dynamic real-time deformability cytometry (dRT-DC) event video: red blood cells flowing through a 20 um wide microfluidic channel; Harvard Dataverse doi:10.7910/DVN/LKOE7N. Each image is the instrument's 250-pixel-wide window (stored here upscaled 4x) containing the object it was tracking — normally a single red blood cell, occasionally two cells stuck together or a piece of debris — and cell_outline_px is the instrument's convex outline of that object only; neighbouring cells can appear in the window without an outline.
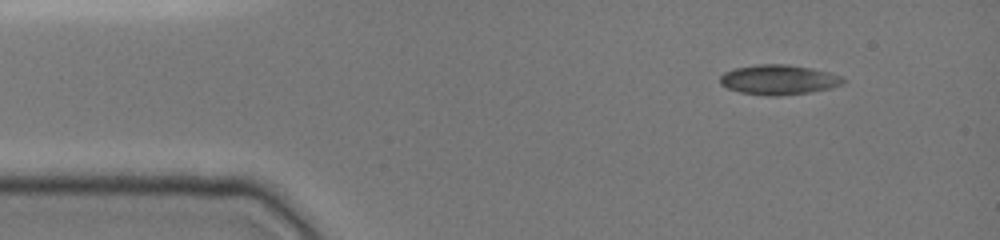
{"species": "common noctule bat (a hibernating species)", "species_latin": "Nyctalus noctula", "temperature_condition": "cold", "stored_images_in_passage": 43, "camera_frame_rate_fps": 3000, "um_per_image_px": 0.085, "animal": {"sex": "female", "body_mass_g": 19.0, "forearm_length_mm": 51.5}, "frame": {"image": 1, "passage_image": 1, "time_ms": 0.0, "image_size_px": [1000, 240], "cell_outline_px": [[844, 84], [832, 88], [808, 92], [776, 96], [768, 96], [740, 92], [728, 88], [720, 84], [720, 76], [724, 72], [732, 68], [756, 64], [788, 64], [812, 68], [844, 76]], "centroid_in_image_um": [66.19, 6.76], "position_along_channel_um": 18.8, "area_um2": 21.62}}
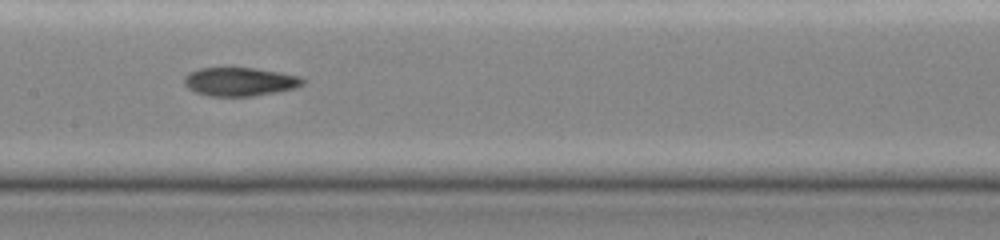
{"frame": {"image": 2, "passage_image": 19, "time_ms": 6.0, "image_size_px": [1000, 240], "cell_outline_px": [[308, 80], [304, 84], [296, 88], [256, 96], [208, 96], [196, 92], [188, 88], [184, 84], [184, 76], [188, 72], [200, 68], [256, 68], [280, 72], [300, 76]], "centroid_in_image_um": [20.42, 6.94], "position_along_channel_um": 187.0, "area_um2": 20.0}}
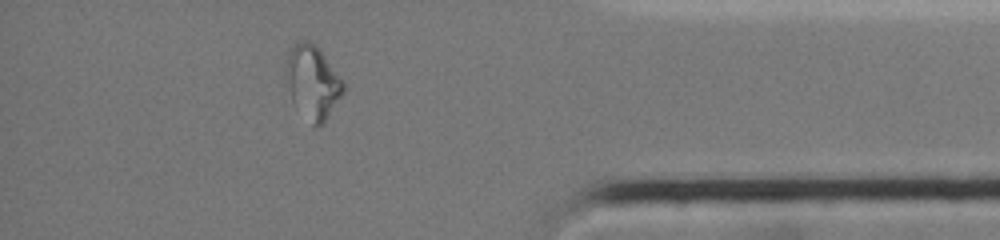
{"frame": {"image": 3, "passage_image": 37, "time_ms": 12.0, "image_size_px": [1000, 240], "cell_outline_px": [[344, 92], [324, 124], [320, 128], [312, 128], [292, 100], [284, 76], [284, 68], [292, 44], [300, 40], [308, 40], [316, 44], [320, 48], [344, 80]], "centroid_in_image_um": [26.58, 6.99], "position_along_channel_um": 408.6, "area_um2": 25.37}, "authors_computed_cell_mechanics": {"area_um2": 20.6346, "velocity_mm_per_s": 3.9897, "shape_relaxation_time_tau1_ms": null, "shape_relaxation_time_tau2_ms": 2.8752, "deformation_change_tau1": null, "deformation_change_tau2": 0.0887}}